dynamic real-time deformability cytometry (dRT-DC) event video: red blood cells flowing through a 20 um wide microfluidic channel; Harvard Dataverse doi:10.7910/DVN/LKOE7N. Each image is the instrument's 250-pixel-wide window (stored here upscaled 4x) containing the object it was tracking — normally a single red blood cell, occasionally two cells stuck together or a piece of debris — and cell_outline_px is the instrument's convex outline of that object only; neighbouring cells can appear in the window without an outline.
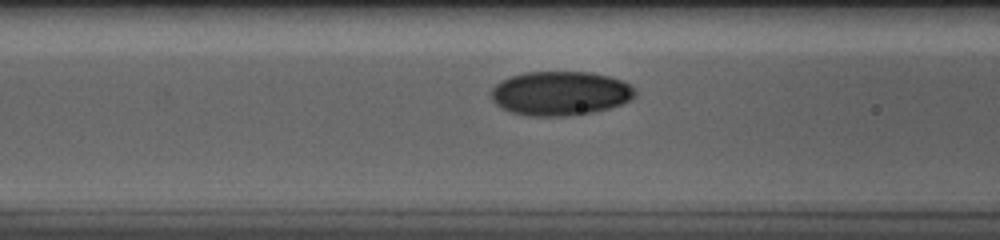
{"species": "human", "species_latin": "Homo sapiens", "temperature_condition": "cold", "stored_images_in_passage": 40, "camera_frame_rate_fps": 3000, "um_per_image_px": 0.085, "donor": {"sex": "male"}, "frame": {"image": 1, "passage_image": 7, "time_ms": 2.0, "image_size_px": [1000, 240], "cell_outline_px": [[636, 96], [620, 104], [608, 108], [592, 112], [564, 116], [528, 116], [512, 112], [496, 104], [492, 100], [492, 88], [500, 80], [524, 72], [588, 72], [608, 76], [620, 80], [636, 88]], "centroid_in_image_um": [47.61, 7.93], "position_along_channel_um": 119.0, "area_um2": 36.82}}
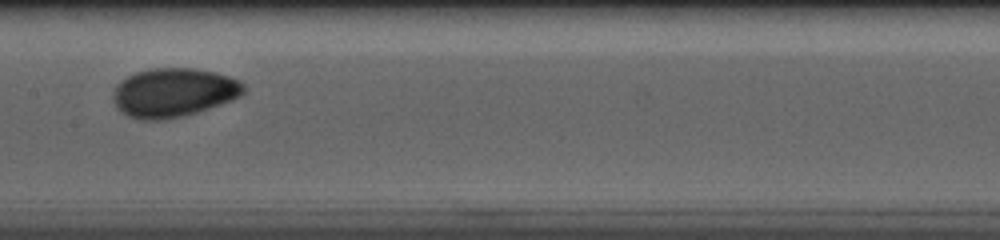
{"frame": {"image": 2, "passage_image": 13, "time_ms": 4.0, "image_size_px": [1000, 240], "cell_outline_px": [[244, 92], [240, 96], [232, 100], [184, 116], [164, 120], [140, 120], [128, 116], [120, 112], [116, 108], [112, 100], [112, 92], [116, 84], [120, 80], [136, 72], [152, 68], [196, 68], [216, 72], [240, 80], [244, 84]], "centroid_in_image_um": [14.71, 7.87], "position_along_channel_um": 192.7, "area_um2": 37.63}}
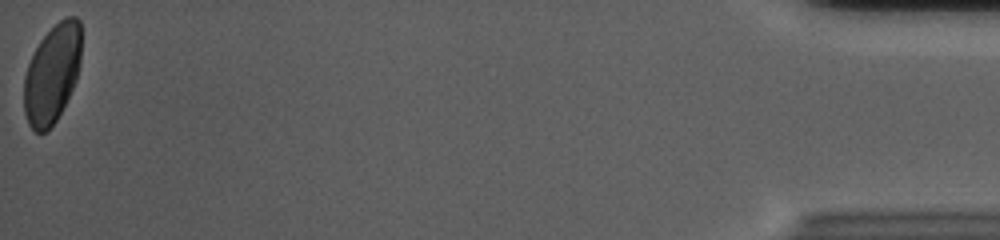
{"frame": {"image": 3, "passage_image": 40, "time_ms": 13.0, "image_size_px": [1000, 240], "cell_outline_px": [[80, 60], [76, 80], [56, 120], [44, 132], [36, 132], [28, 124], [24, 112], [24, 76], [28, 64], [40, 40], [60, 20], [68, 16], [76, 16], [80, 20]], "centroid_in_image_um": [4.42, 6.26], "position_along_channel_um": 430.8, "area_um2": 32.48}, "authors_computed_cell_mechanics": {"area_um2": 35.1135, "velocity_mm_per_s": 3.6877, "shape_relaxation_time_tau1_ms": 3.8587, "shape_relaxation_time_tau2_ms": 1.6853, "deformation_change_tau1": 0.1184, "deformation_change_tau2": 0.0403}}